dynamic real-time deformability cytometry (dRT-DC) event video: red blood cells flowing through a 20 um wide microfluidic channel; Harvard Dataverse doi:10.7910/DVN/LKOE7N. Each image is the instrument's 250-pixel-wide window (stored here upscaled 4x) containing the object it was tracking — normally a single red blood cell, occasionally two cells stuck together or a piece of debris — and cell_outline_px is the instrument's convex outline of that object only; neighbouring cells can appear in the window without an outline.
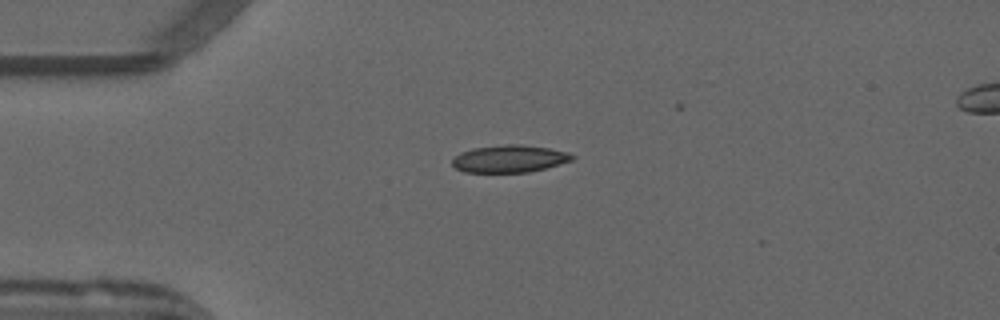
{"species": "common noctule bat (a hibernating species)", "species_latin": "Nyctalus noctula", "temperature_condition": "warm", "stored_images_in_passage": 23, "camera_frame_rate_fps": 3000, "um_per_image_px": 0.085, "animal": {"sex": "male", "forearm_length_mm": 52.5}, "frame": {"image": 1, "passage_image": 13, "time_ms": 4.0, "image_size_px": [1000, 320], "cell_outline_px": [[576, 156], [572, 160], [544, 168], [528, 172], [464, 172], [456, 168], [452, 164], [452, 160], [460, 152], [472, 148], [508, 144], [520, 144], [548, 148], [568, 152]], "centroid_in_image_um": [43.29, 13.49], "position_along_channel_um": 41.7, "area_um2": 18.96}}